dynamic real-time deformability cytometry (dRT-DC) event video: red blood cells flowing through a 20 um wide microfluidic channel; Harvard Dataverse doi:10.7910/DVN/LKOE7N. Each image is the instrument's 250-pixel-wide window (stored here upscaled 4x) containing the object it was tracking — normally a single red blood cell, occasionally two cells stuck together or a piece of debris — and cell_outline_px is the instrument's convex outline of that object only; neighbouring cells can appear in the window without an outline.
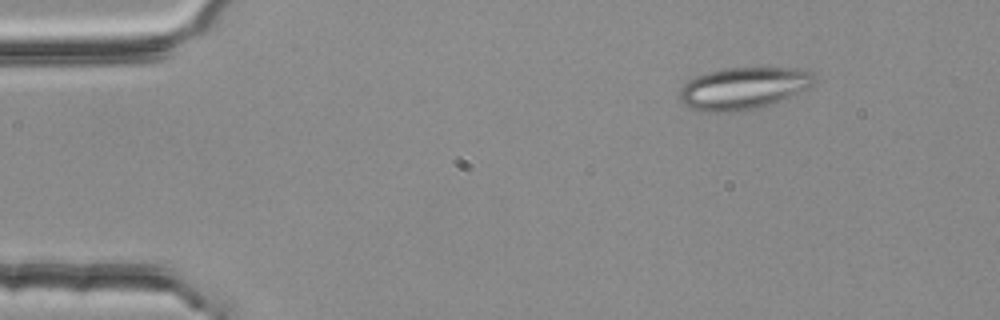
{"species": "common noctule bat (a hibernating species)", "species_latin": "Nyctalus noctula", "temperature_condition": "room temperature", "stored_images_in_passage": 4, "camera_frame_rate_fps": 3000, "um_per_image_px": 0.085, "animal": {"sex": "female", "body_mass_g": 25.1}, "frame": {"image": 1, "passage_image": 2, "time_ms": 0.333, "image_size_px": [1000, 320], "cell_outline_px": [[816, 80], [808, 88], [768, 104], [756, 108], [732, 112], [704, 112], [692, 108], [684, 104], [680, 100], [680, 88], [684, 84], [696, 76], [708, 72], [724, 68], [796, 68], [812, 72], [816, 76]], "centroid_in_image_um": [63.16, 7.49], "position_along_channel_um": 21.8, "area_um2": 32.6}}